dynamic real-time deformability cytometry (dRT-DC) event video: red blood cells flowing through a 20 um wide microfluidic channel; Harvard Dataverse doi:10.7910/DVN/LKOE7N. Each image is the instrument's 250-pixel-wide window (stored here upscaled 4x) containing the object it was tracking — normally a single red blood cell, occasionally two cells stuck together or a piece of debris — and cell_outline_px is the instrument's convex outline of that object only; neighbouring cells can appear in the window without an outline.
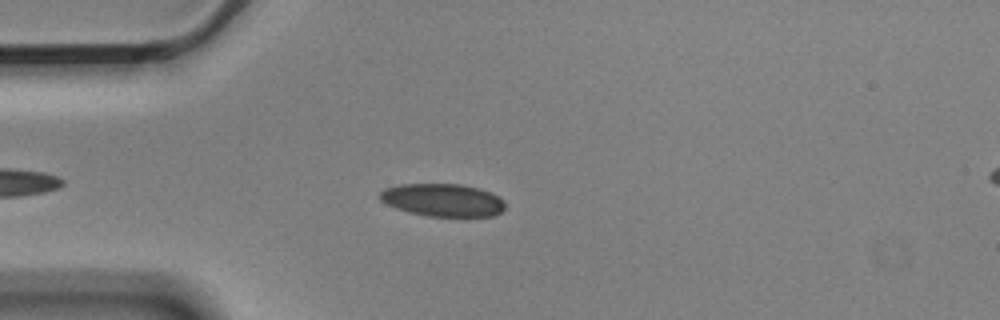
{"species": "Egyptian fruit bat (a non-hibernating species)", "species_latin": "Rousettus aegyptiacus", "temperature_condition": "cold", "stored_images_in_passage": 5, "camera_frame_rate_fps": 3000, "um_per_image_px": 0.085, "animal": {"sex": "male"}, "frame": {"image": 1, "passage_image": 4, "time_ms": 1.0, "image_size_px": [1000, 320], "cell_outline_px": [[504, 208], [500, 212], [492, 216], [428, 216], [408, 212], [396, 208], [380, 200], [380, 192], [384, 188], [400, 184], [460, 184], [480, 188], [492, 192], [504, 200]], "centroid_in_image_um": [37.64, 16.99], "position_along_channel_um": 47.4, "area_um2": 23.93}}